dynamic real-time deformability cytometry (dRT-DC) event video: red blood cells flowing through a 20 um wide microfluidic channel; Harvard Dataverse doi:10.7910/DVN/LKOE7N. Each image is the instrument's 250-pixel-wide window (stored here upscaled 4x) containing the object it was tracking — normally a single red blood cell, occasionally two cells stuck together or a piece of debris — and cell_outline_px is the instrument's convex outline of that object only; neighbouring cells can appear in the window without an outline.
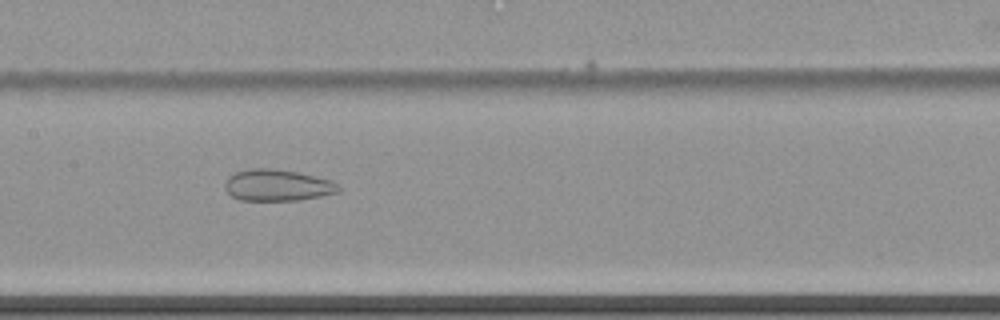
{"species": "common noctule bat (a hibernating species)", "species_latin": "Nyctalus noctula", "temperature_condition": "cold", "stored_images_in_passage": 51, "camera_frame_rate_fps": 3000, "um_per_image_px": 0.085, "animal": {"sex": "female", "body_mass_g": 22.7, "forearm_length_mm": 54.2}, "frame": {"image": 1, "passage_image": 22, "time_ms": 7.0, "image_size_px": [1000, 320], "cell_outline_px": [[340, 192], [324, 196], [300, 200], [240, 200], [232, 196], [224, 188], [224, 184], [228, 176], [236, 172], [248, 168], [272, 168], [296, 172], [332, 180], [340, 184]], "centroid_in_image_um": [23.6, 15.74], "position_along_channel_um": 183.8, "area_um2": 21.1}}
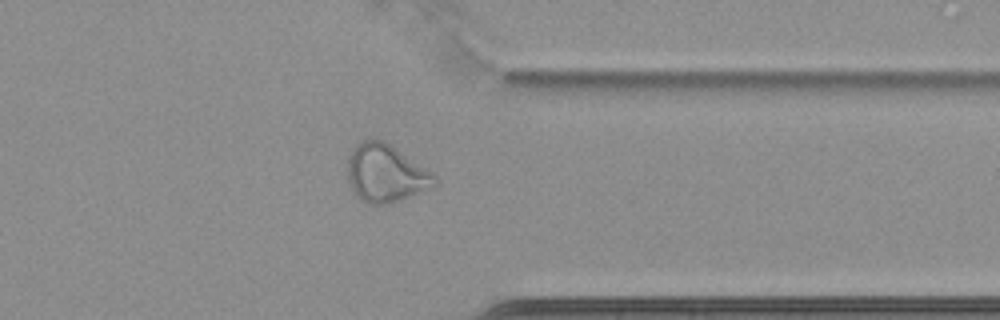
{"frame": {"image": 2, "passage_image": 39, "time_ms": 12.667, "image_size_px": [1000, 320], "cell_outline_px": [[436, 188], [388, 204], [368, 204], [360, 200], [356, 196], [348, 180], [348, 160], [356, 144], [364, 140], [384, 140], [432, 172], [436, 176]], "centroid_in_image_um": [32.82, 14.76], "position_along_channel_um": 378.6, "area_um2": 29.36}, "authors_computed_cell_mechanics": {"area_um2": 29.0734, "velocity_mm_per_s": 3.4803, "shape_relaxation_time_tau1_ms": null, "shape_relaxation_time_tau2_ms": 1.9959, "deformation_change_tau1": null, "deformation_change_tau2": 0.0906}}